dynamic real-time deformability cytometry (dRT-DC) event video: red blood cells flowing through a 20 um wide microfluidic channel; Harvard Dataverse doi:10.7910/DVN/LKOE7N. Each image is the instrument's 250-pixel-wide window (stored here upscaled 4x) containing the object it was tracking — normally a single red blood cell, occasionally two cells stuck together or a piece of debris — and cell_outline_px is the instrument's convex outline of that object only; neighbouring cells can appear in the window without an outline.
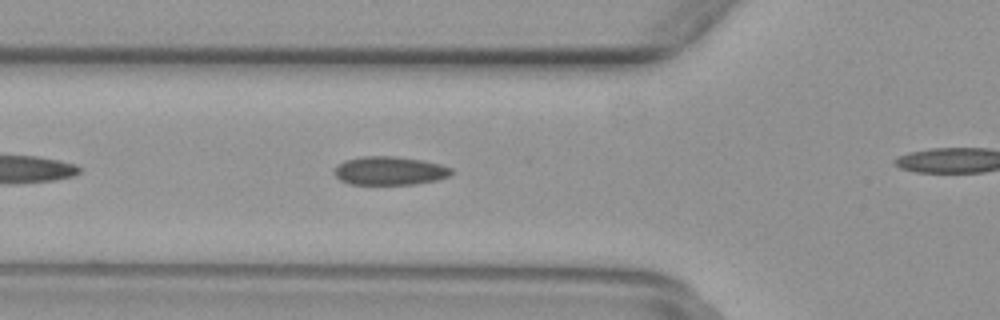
{"species": "common noctule bat (a hibernating species)", "species_latin": "Nyctalus noctula", "temperature_condition": "warm", "stored_images_in_passage": 28, "camera_frame_rate_fps": 3000, "um_per_image_px": 0.085, "animal": {"sex": "female", "body_mass_g": 29.2, "forearm_length_mm": 56.3}, "frame": {"image": 1, "passage_image": 5, "time_ms": 1.333, "image_size_px": [1000, 320], "cell_outline_px": [[456, 172], [448, 176], [436, 180], [416, 184], [348, 184], [340, 180], [332, 172], [344, 160], [364, 156], [392, 156], [424, 160], [440, 164], [452, 168]], "centroid_in_image_um": [33.14, 14.51], "position_along_channel_um": 92.7, "area_um2": 19.54}}
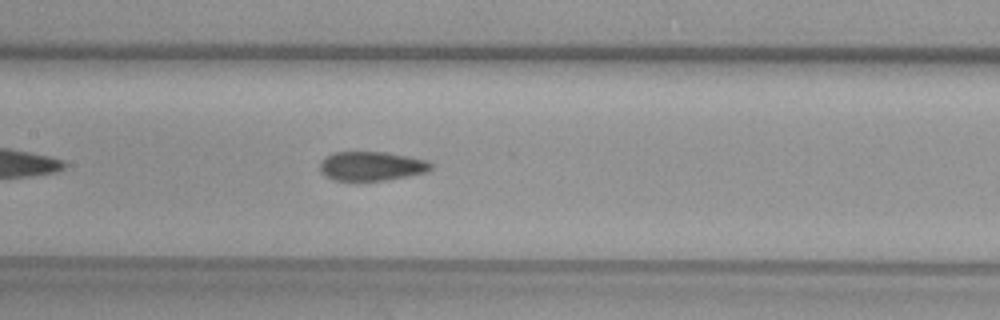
{"frame": {"image": 2, "passage_image": 11, "time_ms": 3.333, "image_size_px": [1000, 320], "cell_outline_px": [[432, 168], [428, 172], [388, 180], [356, 184], [332, 180], [324, 176], [320, 172], [320, 160], [324, 156], [332, 152], [384, 152], [432, 160]], "centroid_in_image_um": [31.54, 14.16], "position_along_channel_um": 175.9, "area_um2": 20.06}}
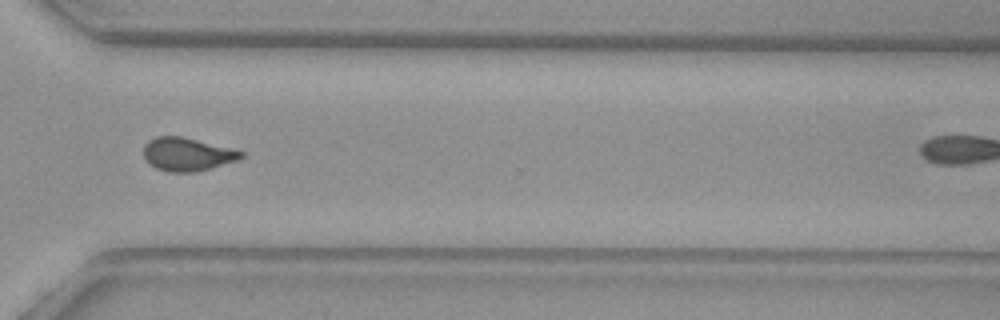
{"frame": {"image": 3, "passage_image": 24, "time_ms": 7.667, "image_size_px": [1000, 320], "cell_outline_px": [[244, 156], [240, 160], [196, 172], [168, 172], [156, 168], [144, 160], [144, 144], [148, 140], [156, 136], [180, 136], [232, 148], [244, 152]], "centroid_in_image_um": [15.91, 13.12], "position_along_channel_um": 354.7, "area_um2": 19.07}}